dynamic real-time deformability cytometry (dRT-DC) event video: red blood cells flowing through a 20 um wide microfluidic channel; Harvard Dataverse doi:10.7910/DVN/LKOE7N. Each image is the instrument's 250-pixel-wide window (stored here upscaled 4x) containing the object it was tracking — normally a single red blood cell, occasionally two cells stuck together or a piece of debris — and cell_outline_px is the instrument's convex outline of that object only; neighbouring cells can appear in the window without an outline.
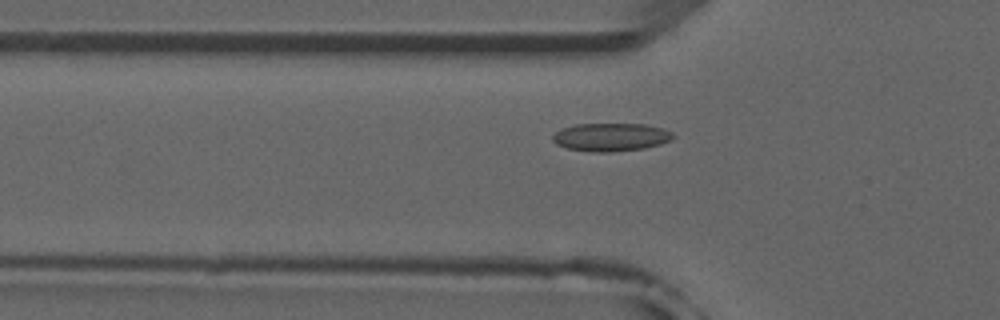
{"species": "common noctule bat (a hibernating species)", "species_latin": "Nyctalus noctula", "temperature_condition": "room temperature", "stored_images_in_passage": 37, "camera_frame_rate_fps": 3000, "um_per_image_px": 0.085, "animal": {"sex": "male", "forearm_length_mm": 52.5}, "frame": {"image": 1, "passage_image": 2, "time_ms": 0.333, "image_size_px": [1000, 320], "cell_outline_px": [[676, 136], [672, 140], [660, 144], [644, 148], [612, 152], [592, 152], [568, 148], [556, 144], [552, 140], [552, 136], [560, 128], [576, 124], [644, 124], [664, 128], [672, 132]], "centroid_in_image_um": [51.94, 11.65], "position_along_channel_um": 73.9, "area_um2": 19.88}}
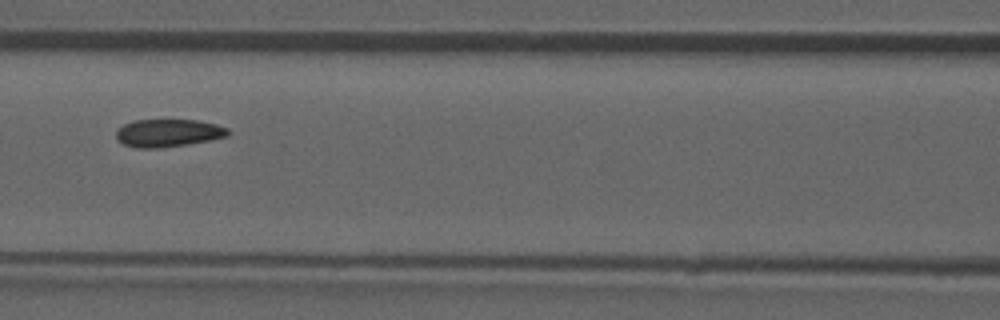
{"frame": {"image": 2, "passage_image": 8, "time_ms": 2.333, "image_size_px": [1000, 320], "cell_outline_px": [[228, 136], [188, 144], [160, 148], [136, 148], [124, 144], [116, 140], [116, 132], [124, 124], [132, 120], [196, 120], [216, 124], [228, 128]], "centroid_in_image_um": [14.26, 11.3], "position_along_channel_um": 152.3, "area_um2": 18.03}}
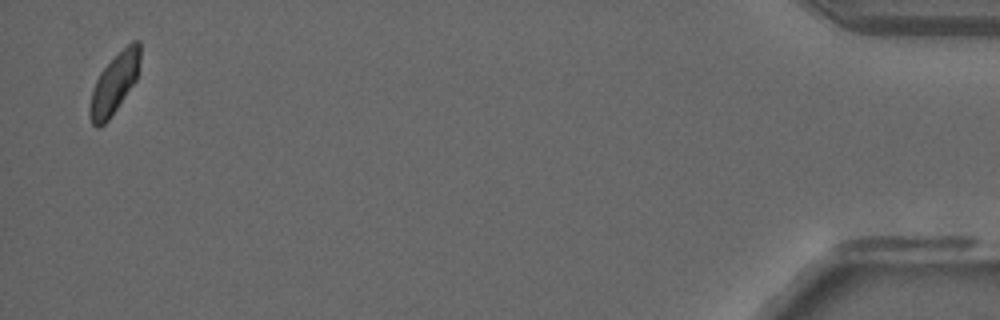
{"frame": {"image": 3, "passage_image": 36, "time_ms": 11.667, "image_size_px": [1000, 320], "cell_outline_px": [[140, 60], [136, 80], [108, 120], [104, 124], [96, 128], [92, 124], [88, 112], [88, 108], [92, 92], [96, 80], [100, 72], [132, 40], [140, 40]], "centroid_in_image_um": [9.71, 7.12], "position_along_channel_um": 425.5, "area_um2": 17.28}, "authors_computed_cell_mechanics": {"area_um2": 18.4382, "velocity_mm_per_s": 3.891, "shape_relaxation_time_tau1_ms": 8.0869, "shape_relaxation_time_tau2_ms": 3.0571, "deformation_change_tau1": 0.1268, "deformation_change_tau2": 0.0683}}